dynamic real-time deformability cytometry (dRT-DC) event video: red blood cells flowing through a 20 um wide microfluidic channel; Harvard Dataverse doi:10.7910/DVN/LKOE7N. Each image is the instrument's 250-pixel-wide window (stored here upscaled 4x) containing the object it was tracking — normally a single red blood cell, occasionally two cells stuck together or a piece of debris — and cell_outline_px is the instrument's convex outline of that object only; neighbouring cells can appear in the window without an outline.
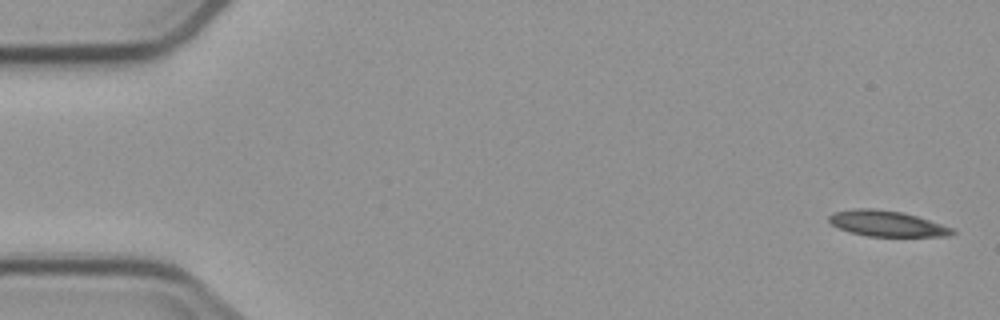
{"species": "common noctule bat (a hibernating species)", "species_latin": "Nyctalus noctula", "temperature_condition": "cold", "stored_images_in_passage": 5, "camera_frame_rate_fps": 3000, "um_per_image_px": 0.085, "animal": {"sex": "male", "body_mass_g": 23.1, "forearm_length_mm": 52.7}, "frame": {"image": 1, "passage_image": 1, "time_ms": 0.0, "image_size_px": [1000, 320], "cell_outline_px": [[956, 232], [948, 236], [868, 236], [848, 232], [832, 224], [828, 220], [828, 216], [832, 212], [856, 208], [872, 208], [900, 212], [916, 216], [952, 228]], "centroid_in_image_um": [75.33, 19.0], "position_along_channel_um": 9.7, "area_um2": 18.26}}
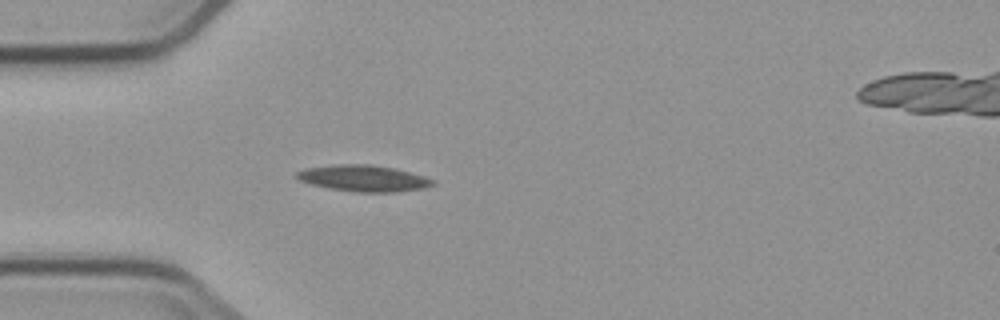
{"frame": {"image": 2, "passage_image": 5, "time_ms": 4.667, "image_size_px": [1000, 320], "cell_outline_px": [[436, 184], [424, 188], [396, 192], [356, 192], [328, 188], [312, 184], [300, 180], [292, 176], [296, 172], [304, 168], [332, 164], [372, 164], [396, 168], [424, 176], [436, 180]], "centroid_in_image_um": [30.89, 15.14], "position_along_channel_um": 54.1, "area_um2": 21.21}}